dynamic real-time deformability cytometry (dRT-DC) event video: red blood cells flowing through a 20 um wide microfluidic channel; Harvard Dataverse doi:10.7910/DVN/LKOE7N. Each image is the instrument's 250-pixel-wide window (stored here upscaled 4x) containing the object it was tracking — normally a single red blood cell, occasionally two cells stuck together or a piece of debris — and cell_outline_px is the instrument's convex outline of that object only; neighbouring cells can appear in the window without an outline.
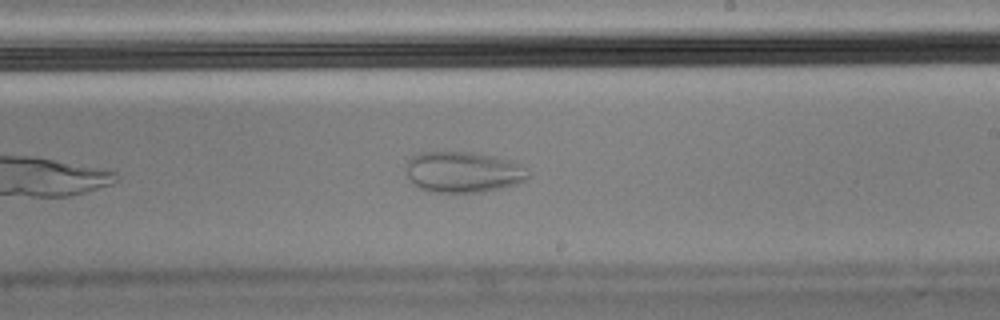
{"species": "Egyptian fruit bat (a non-hibernating species)", "species_latin": "Rousettus aegyptiacus", "temperature_condition": "cold", "stored_images_in_passage": 35, "camera_frame_rate_fps": 3000, "um_per_image_px": 0.085, "animal": {"sex": "male"}, "frame": {"image": 1, "passage_image": 20, "time_ms": 6.333, "image_size_px": [1000, 320], "cell_outline_px": [[528, 176], [524, 180], [516, 184], [500, 188], [480, 192], [436, 192], [420, 188], [412, 184], [408, 176], [408, 160], [412, 156], [420, 152], [472, 152], [492, 156], [508, 160], [520, 164], [528, 172]], "centroid_in_image_um": [39.35, 14.62], "position_along_channel_um": 249.6, "area_um2": 28.73}}